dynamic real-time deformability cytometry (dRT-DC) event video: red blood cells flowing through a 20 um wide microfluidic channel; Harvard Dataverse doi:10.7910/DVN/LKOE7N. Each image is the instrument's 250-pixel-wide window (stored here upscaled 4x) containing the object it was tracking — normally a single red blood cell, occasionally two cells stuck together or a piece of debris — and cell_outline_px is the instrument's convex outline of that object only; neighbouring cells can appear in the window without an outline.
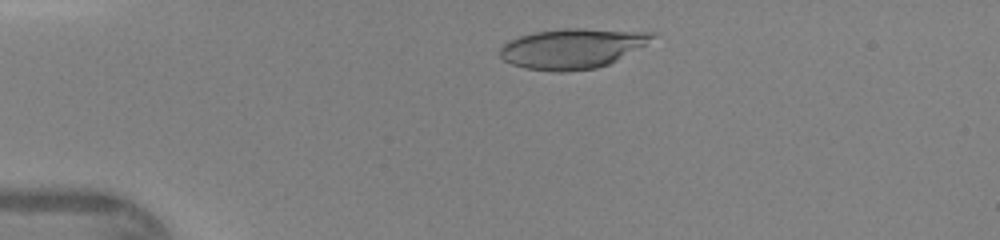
{"species": "human", "species_latin": "Homo sapiens", "temperature_condition": "warm", "stored_images_in_passage": 37, "camera_frame_rate_fps": 3000, "um_per_image_px": 0.085, "donor": {"sex": "female"}, "frame": {"image": 1, "passage_image": 6, "time_ms": 1.667, "image_size_px": [1000, 240], "cell_outline_px": [[656, 36], [644, 44], [616, 60], [608, 64], [596, 68], [564, 72], [560, 72], [524, 68], [512, 64], [504, 60], [500, 56], [500, 48], [508, 40], [520, 36], [536, 32], [564, 28], [584, 28], [656, 32]], "centroid_in_image_um": [48.62, 4.11], "position_along_channel_um": 36.4, "area_um2": 35.26}}
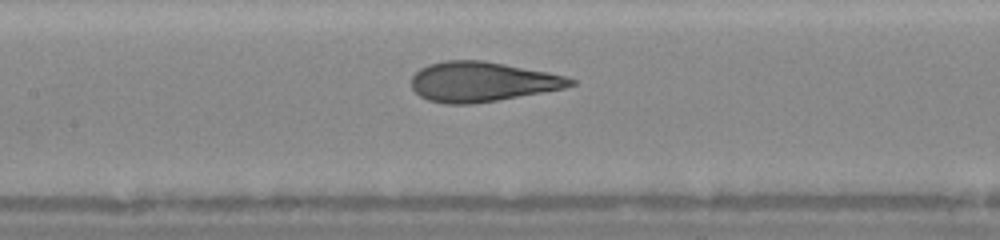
{"frame": {"image": 2, "passage_image": 18, "time_ms": 5.667, "image_size_px": [1000, 240], "cell_outline_px": [[576, 84], [564, 88], [544, 92], [472, 104], [444, 104], [428, 100], [420, 96], [412, 88], [412, 76], [420, 68], [428, 64], [444, 60], [480, 60], [504, 64], [548, 72], [564, 76], [576, 80]], "centroid_in_image_um": [40.96, 6.95], "position_along_channel_um": 166.4, "area_um2": 36.82}}
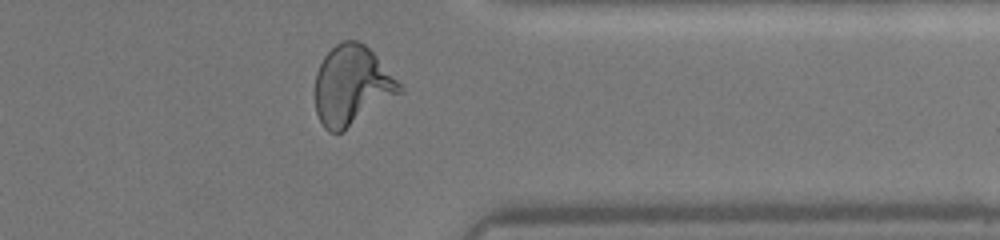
{"frame": {"image": 3, "passage_image": 33, "time_ms": 10.667, "image_size_px": [1000, 240], "cell_outline_px": [[404, 92], [344, 132], [328, 132], [324, 128], [316, 112], [316, 72], [324, 56], [336, 44], [344, 40], [356, 40], [364, 44], [376, 56], [404, 88]], "centroid_in_image_um": [29.93, 7.31], "position_along_channel_um": 381.5, "area_um2": 39.25}}